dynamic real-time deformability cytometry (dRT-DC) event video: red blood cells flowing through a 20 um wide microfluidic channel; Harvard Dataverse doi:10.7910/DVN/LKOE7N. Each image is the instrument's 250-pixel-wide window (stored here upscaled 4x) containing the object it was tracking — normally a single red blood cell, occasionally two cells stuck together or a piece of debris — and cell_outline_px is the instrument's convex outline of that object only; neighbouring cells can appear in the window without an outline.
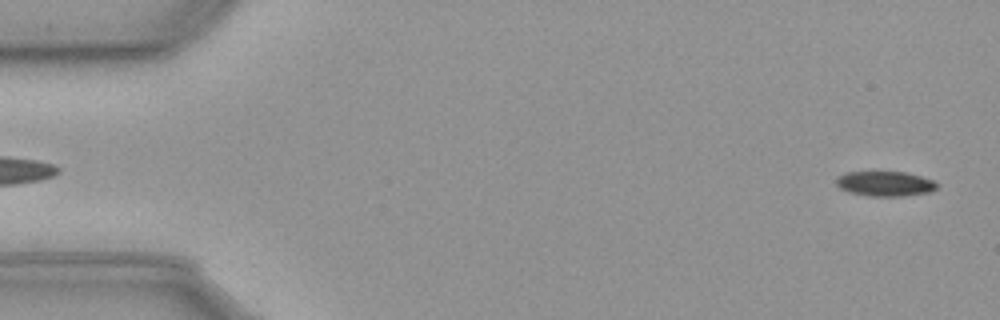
{"species": "common noctule bat (a hibernating species)", "species_latin": "Nyctalus noctula", "temperature_condition": "cold", "stored_images_in_passage": 56, "camera_frame_rate_fps": 3000, "um_per_image_px": 0.085, "animal": {"sex": "male", "body_mass_g": 23.1, "forearm_length_mm": 52.7}, "frame": {"image": 1, "passage_image": 1, "time_ms": 0.0, "image_size_px": [1000, 320], "cell_outline_px": [[936, 188], [928, 192], [904, 196], [868, 196], [848, 192], [840, 188], [836, 184], [836, 176], [844, 172], [904, 172], [920, 176], [932, 180], [936, 184]], "centroid_in_image_um": [75.16, 15.61], "position_along_channel_um": 9.8, "area_um2": 14.57}}
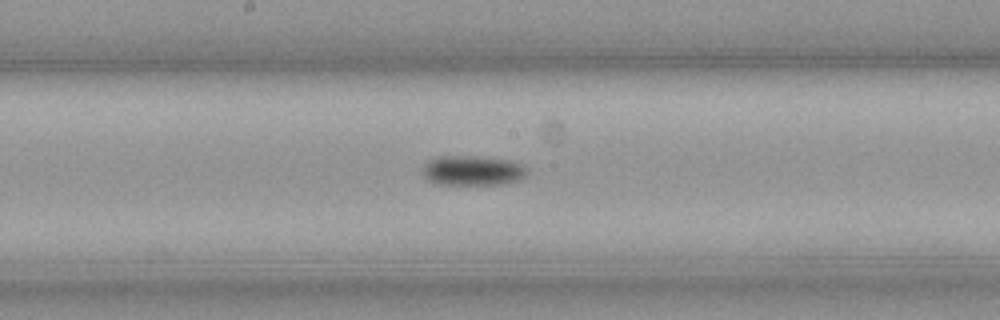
{"frame": {"image": 2, "passage_image": 28, "time_ms": 9.0, "image_size_px": [1000, 320], "cell_outline_px": [[528, 172], [520, 180], [496, 184], [440, 184], [428, 180], [420, 172], [424, 164], [428, 160], [440, 156], [476, 156], [508, 160], [520, 164], [528, 168]], "centroid_in_image_um": [40.13, 14.49], "position_along_channel_um": 208.1, "area_um2": 18.15}}
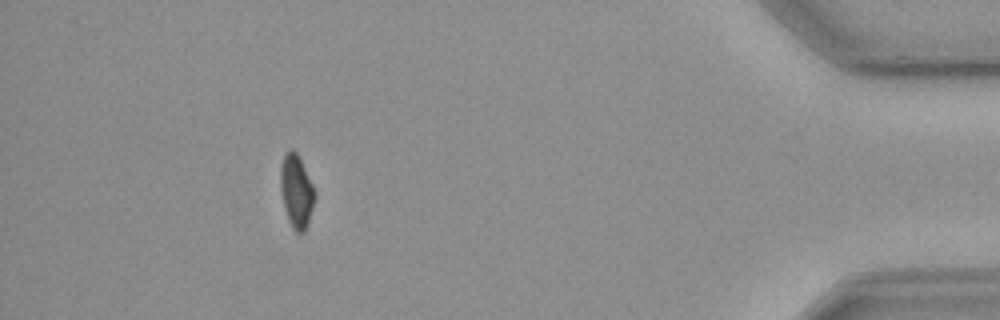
{"frame": {"image": 3, "passage_image": 50, "time_ms": 16.333, "image_size_px": [1000, 320], "cell_outline_px": [[316, 196], [304, 232], [296, 232], [292, 228], [288, 220], [284, 208], [280, 188], [280, 168], [284, 156], [292, 148], [296, 152], [316, 192]], "centroid_in_image_um": [25.18, 16.27], "position_along_channel_um": 410.0, "area_um2": 14.33}, "authors_computed_cell_mechanics": {"area_um2": 16.1551, "velocity_mm_per_s": 3.608, "shape_relaxation_time_tau1_ms": 2.8801, "shape_relaxation_time_tau2_ms": null, "deformation_change_tau1": 0.0803, "deformation_change_tau2": null}}